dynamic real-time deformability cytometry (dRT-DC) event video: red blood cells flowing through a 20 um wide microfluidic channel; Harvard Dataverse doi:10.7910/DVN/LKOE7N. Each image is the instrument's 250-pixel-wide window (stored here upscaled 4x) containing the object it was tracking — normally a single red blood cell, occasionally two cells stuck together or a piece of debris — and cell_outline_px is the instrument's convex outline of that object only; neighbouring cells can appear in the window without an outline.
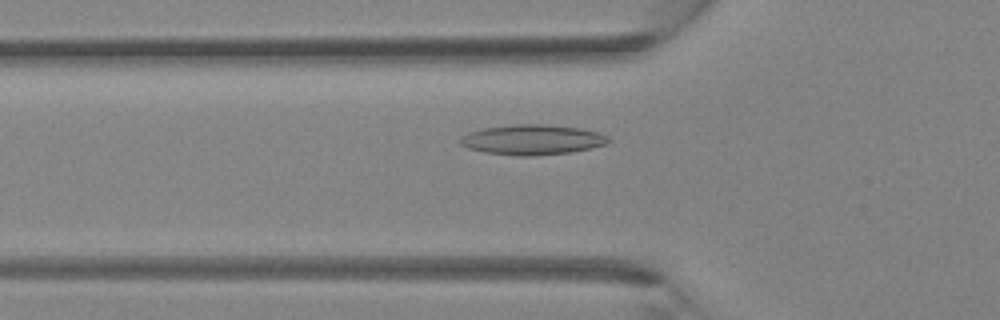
{"species": "Egyptian fruit bat (a non-hibernating species)", "species_latin": "Rousettus aegyptiacus", "temperature_condition": "room temperature", "stored_images_in_passage": 28, "camera_frame_rate_fps": 3000, "um_per_image_px": 0.085, "animal": {"sex": "female"}, "frame": {"image": 1, "passage_image": 7, "time_ms": 2.0, "image_size_px": [1000, 320], "cell_outline_px": [[612, 140], [608, 144], [592, 148], [572, 152], [536, 156], [516, 156], [484, 152], [468, 148], [460, 144], [460, 136], [468, 132], [484, 128], [516, 124], [544, 124], [580, 128], [596, 132], [608, 136]], "centroid_in_image_um": [45.26, 11.88], "position_along_channel_um": 80.5, "area_um2": 26.24}}
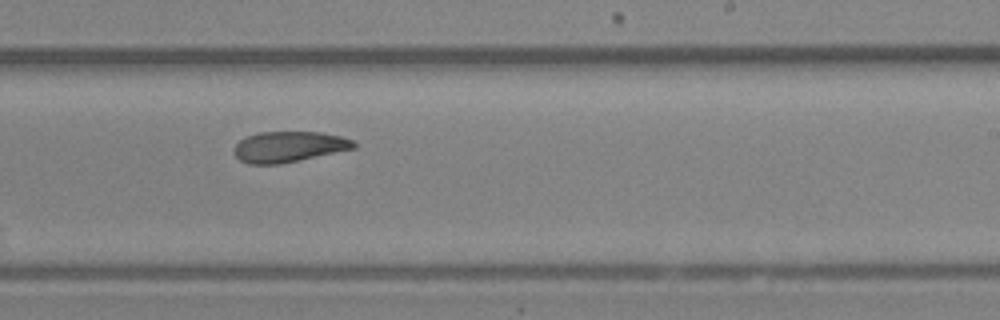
{"frame": {"image": 2, "passage_image": 18, "time_ms": 5.667, "image_size_px": [1000, 320], "cell_outline_px": [[356, 148], [280, 164], [248, 164], [240, 160], [232, 152], [236, 144], [244, 136], [260, 132], [320, 132], [340, 136], [352, 140], [356, 144]], "centroid_in_image_um": [24.51, 12.47], "position_along_channel_um": 264.5, "area_um2": 21.44}}
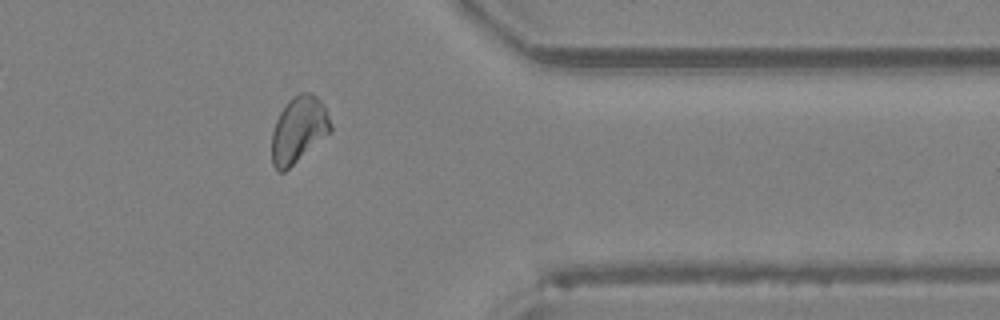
{"frame": {"image": 3, "passage_image": 26, "time_ms": 8.333, "image_size_px": [1000, 320], "cell_outline_px": [[332, 132], [284, 172], [280, 172], [272, 164], [272, 132], [276, 120], [280, 112], [288, 100], [292, 96], [300, 92], [308, 92], [316, 96], [320, 100], [332, 124]], "centroid_in_image_um": [25.38, 11.02], "position_along_channel_um": 386.0, "area_um2": 22.72}}